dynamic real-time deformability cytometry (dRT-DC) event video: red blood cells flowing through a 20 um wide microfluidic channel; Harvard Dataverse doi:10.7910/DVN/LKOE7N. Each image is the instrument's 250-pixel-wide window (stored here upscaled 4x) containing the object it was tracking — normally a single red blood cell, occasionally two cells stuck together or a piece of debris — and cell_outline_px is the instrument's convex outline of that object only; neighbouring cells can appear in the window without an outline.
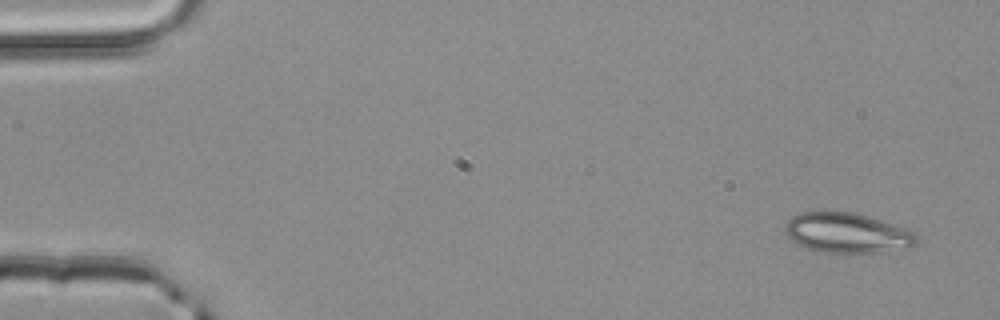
{"species": "common noctule bat (a hibernating species)", "species_latin": "Nyctalus noctula", "temperature_condition": "room temperature", "stored_images_in_passage": 3, "camera_frame_rate_fps": 3000, "um_per_image_px": 0.085, "animal": {"sex": "male", "body_mass_g": 20.4}, "frame": {"image": 1, "passage_image": 1, "time_ms": 0.0, "image_size_px": [1000, 320], "cell_outline_px": [[916, 244], [880, 252], [820, 252], [808, 248], [792, 240], [788, 236], [784, 228], [784, 224], [792, 216], [800, 212], [824, 208], [852, 212], [868, 216], [908, 228], [916, 236]], "centroid_in_image_um": [71.92, 19.73], "position_along_channel_um": 13.1, "area_um2": 30.92}}